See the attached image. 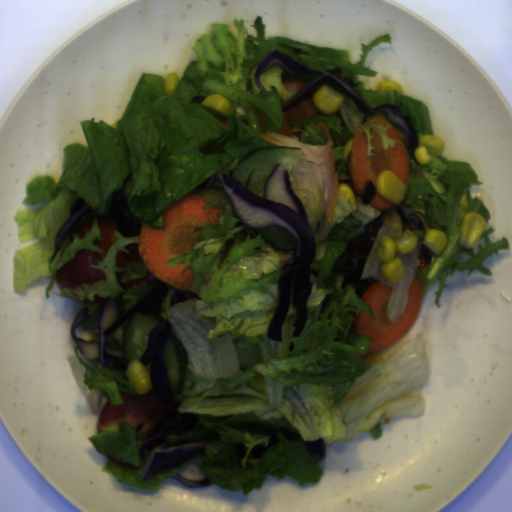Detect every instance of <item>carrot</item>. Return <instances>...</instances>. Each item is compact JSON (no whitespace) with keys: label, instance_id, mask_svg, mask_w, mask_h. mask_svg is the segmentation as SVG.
I'll return each instance as SVG.
<instances>
[{"label":"carrot","instance_id":"carrot-1","mask_svg":"<svg viewBox=\"0 0 512 512\" xmlns=\"http://www.w3.org/2000/svg\"><path fill=\"white\" fill-rule=\"evenodd\" d=\"M209 199L199 193H189L162 210L164 228H151L142 220L138 236V253L156 279L180 291H191L195 275L184 272L188 263L167 266L166 260L188 253L190 244L199 240V225L208 218L222 214L223 205L204 208Z\"/></svg>","mask_w":512,"mask_h":512},{"label":"carrot","instance_id":"carrot-2","mask_svg":"<svg viewBox=\"0 0 512 512\" xmlns=\"http://www.w3.org/2000/svg\"><path fill=\"white\" fill-rule=\"evenodd\" d=\"M376 123H382L384 127L390 126L386 131L389 139L397 141L395 147H388L387 150H384L380 134L372 128L370 136L373 135L371 145L374 149L371 151L372 155H368V137L366 132L359 127L352 138V149L348 155L347 167L350 181L358 196H361L367 181H373L376 193L369 203L370 208L384 211L391 210L396 203L390 202L378 193L377 178L381 172L391 171L404 185L408 183L410 155L398 131L383 115L369 119L362 124L367 127Z\"/></svg>","mask_w":512,"mask_h":512},{"label":"carrot","instance_id":"carrot-3","mask_svg":"<svg viewBox=\"0 0 512 512\" xmlns=\"http://www.w3.org/2000/svg\"><path fill=\"white\" fill-rule=\"evenodd\" d=\"M425 288L415 275L408 289L406 305L396 323L387 315L392 289L375 280L362 294L361 299L370 305L374 319L364 310L356 314L353 331L369 335L373 340L368 351H378L401 339L415 324L421 310Z\"/></svg>","mask_w":512,"mask_h":512},{"label":"carrot","instance_id":"carrot-4","mask_svg":"<svg viewBox=\"0 0 512 512\" xmlns=\"http://www.w3.org/2000/svg\"><path fill=\"white\" fill-rule=\"evenodd\" d=\"M320 112L316 109L313 98H309L302 102L301 104L293 107L292 109L283 112V124L278 130V134H282L285 136H297L300 138V132L292 131L295 128L291 122H298L304 118L312 117L317 115Z\"/></svg>","mask_w":512,"mask_h":512},{"label":"carrot","instance_id":"carrot-5","mask_svg":"<svg viewBox=\"0 0 512 512\" xmlns=\"http://www.w3.org/2000/svg\"><path fill=\"white\" fill-rule=\"evenodd\" d=\"M306 85H308L306 82H304L303 80H292L290 82H287L286 84H284L286 90L290 89L291 87H295V92H294V96L303 88L305 87Z\"/></svg>","mask_w":512,"mask_h":512}]
</instances>
